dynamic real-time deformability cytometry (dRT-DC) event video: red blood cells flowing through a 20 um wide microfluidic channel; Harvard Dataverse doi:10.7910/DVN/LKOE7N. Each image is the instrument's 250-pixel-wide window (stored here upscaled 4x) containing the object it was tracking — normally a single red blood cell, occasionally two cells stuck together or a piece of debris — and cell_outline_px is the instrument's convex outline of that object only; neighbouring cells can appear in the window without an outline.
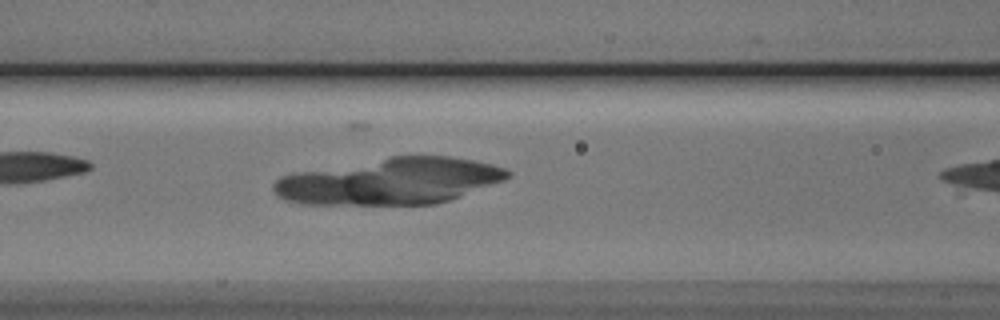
{"species": "Egyptian fruit bat (a non-hibernating species)", "species_latin": "Rousettus aegyptiacus", "temperature_condition": "cold", "stored_images_in_passage": 25, "camera_frame_rate_fps": 3000, "um_per_image_px": 0.085, "animal": {"sex": "male"}, "frame": {"image": 1, "passage_image": 15, "time_ms": 4.667, "image_size_px": [1000, 320], "cell_outline_px": [[436, 200], [412, 204], [292, 196], [284, 192], [280, 188], [280, 184], [284, 180], [348, 176], [360, 176]], "centroid_in_image_um": [29.77, 16.16], "position_along_channel_um": 136.8, "area_um2": 19.07}}
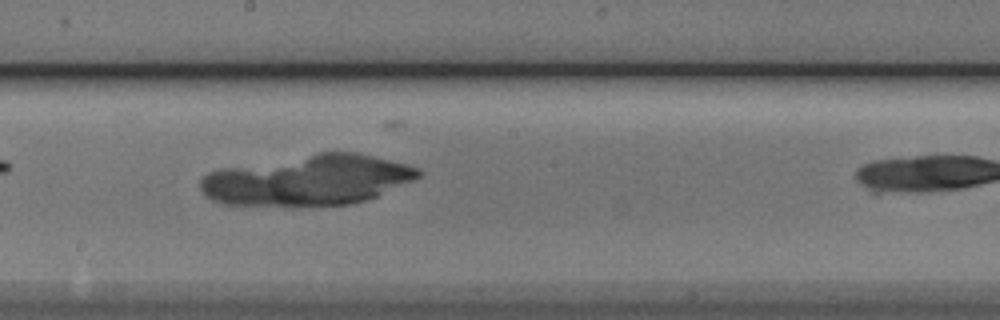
{"frame": {"image": 2, "passage_image": 22, "time_ms": 7.0, "image_size_px": [1000, 320], "cell_outline_px": [[368, 192], [364, 196], [348, 200], [276, 200], [224, 196], [212, 192], [208, 188], [208, 180], [216, 176], [276, 180]], "centroid_in_image_um": [23.61, 16.14], "position_along_channel_um": 224.6, "area_um2": 18.15}}